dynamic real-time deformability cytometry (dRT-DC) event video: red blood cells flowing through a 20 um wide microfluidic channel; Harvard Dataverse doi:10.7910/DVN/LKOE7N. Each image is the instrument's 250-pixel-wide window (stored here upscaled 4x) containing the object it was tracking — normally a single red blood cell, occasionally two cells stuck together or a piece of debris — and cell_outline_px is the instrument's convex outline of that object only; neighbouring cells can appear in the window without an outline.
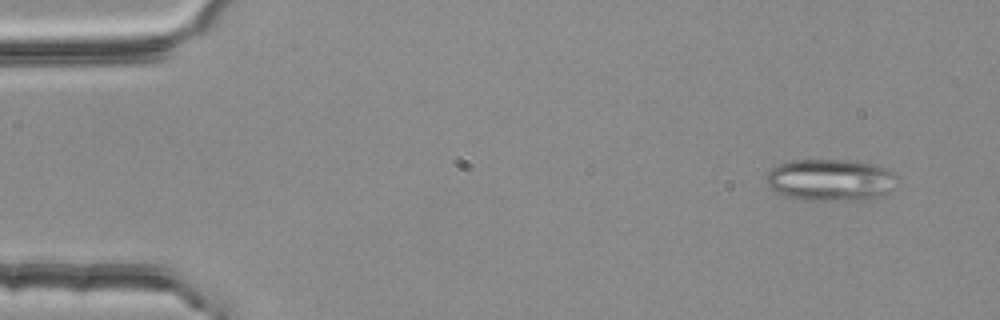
{"species": "common noctule bat (a hibernating species)", "species_latin": "Nyctalus noctula", "temperature_condition": "room temperature", "stored_images_in_passage": 4, "camera_frame_rate_fps": 3000, "um_per_image_px": 0.085, "animal": {"sex": "female", "body_mass_g": 25.1}, "frame": {"image": 1, "passage_image": 1, "time_ms": 0.0, "image_size_px": [1000, 320], "cell_outline_px": [[896, 188], [872, 200], [804, 200], [784, 196], [776, 192], [764, 180], [768, 172], [772, 168], [780, 164], [792, 160], [860, 160], [880, 164], [888, 168], [892, 172]], "centroid_in_image_um": [70.63, 15.29], "position_along_channel_um": 14.4, "area_um2": 32.48}}
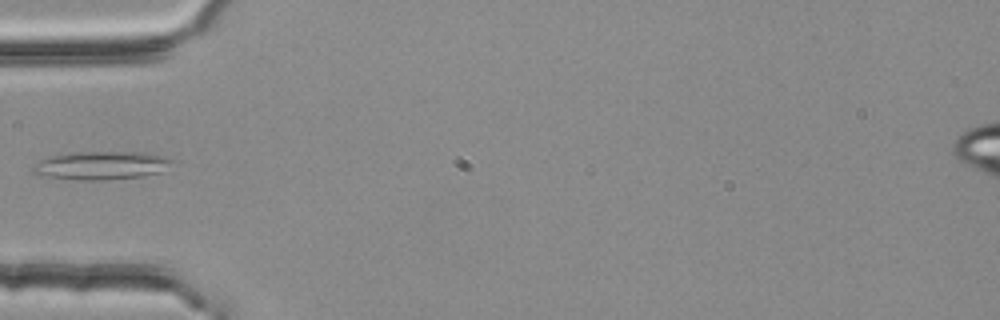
{"frame": {"image": 2, "passage_image": 4, "time_ms": 1.0, "image_size_px": [1000, 320], "cell_outline_px": [[176, 160], [160, 172], [144, 176], [108, 180], [80, 180], [48, 176], [32, 172], [32, 164], [48, 156], [72, 152], [144, 152], [164, 156]], "centroid_in_image_um": [8.62, 14.05], "position_along_channel_um": 76.4, "area_um2": 23.06}}